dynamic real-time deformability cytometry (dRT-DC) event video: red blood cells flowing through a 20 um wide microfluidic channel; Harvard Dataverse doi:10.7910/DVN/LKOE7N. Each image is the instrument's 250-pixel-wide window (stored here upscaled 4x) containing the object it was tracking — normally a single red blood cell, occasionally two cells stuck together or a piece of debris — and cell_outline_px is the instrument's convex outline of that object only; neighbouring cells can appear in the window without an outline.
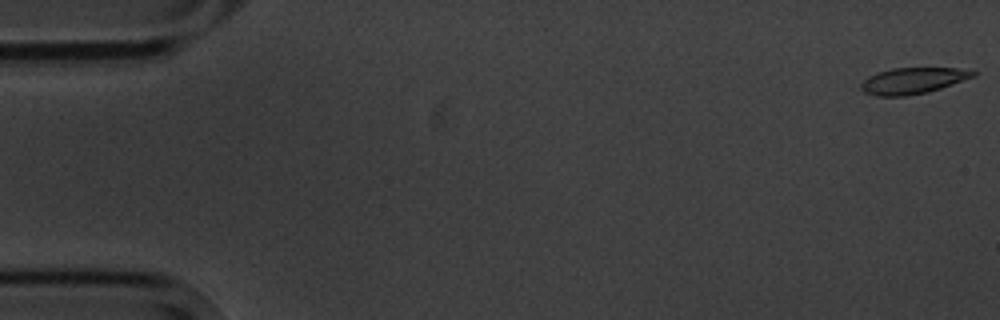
{"species": "common noctule bat (a hibernating species)", "species_latin": "Nyctalus noctula", "temperature_condition": "cold", "stored_images_in_passage": 7, "camera_frame_rate_fps": 3000, "um_per_image_px": 0.085, "animal": {"sex": "male", "body_mass_g": 20.1, "forearm_length_mm": 53.5}, "frame": {"image": 1, "passage_image": 1, "time_ms": 0.0, "image_size_px": [1000, 320], "cell_outline_px": [[976, 76], [928, 92], [904, 96], [876, 96], [864, 92], [860, 88], [860, 84], [868, 76], [892, 68], [956, 68], [976, 72]], "centroid_in_image_um": [77.56, 6.86], "position_along_channel_um": 7.4, "area_um2": 16.94}}
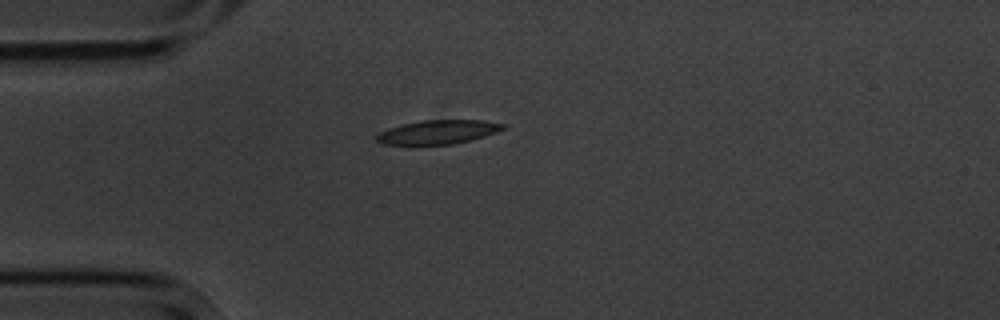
{"frame": {"image": 2, "passage_image": 5, "time_ms": 4.667, "image_size_px": [1000, 320], "cell_outline_px": [[508, 128], [484, 136], [452, 144], [380, 144], [376, 140], [376, 136], [380, 132], [388, 128], [420, 120], [484, 120], [508, 124]], "centroid_in_image_um": [37.28, 11.21], "position_along_channel_um": 47.7, "area_um2": 17.57}}
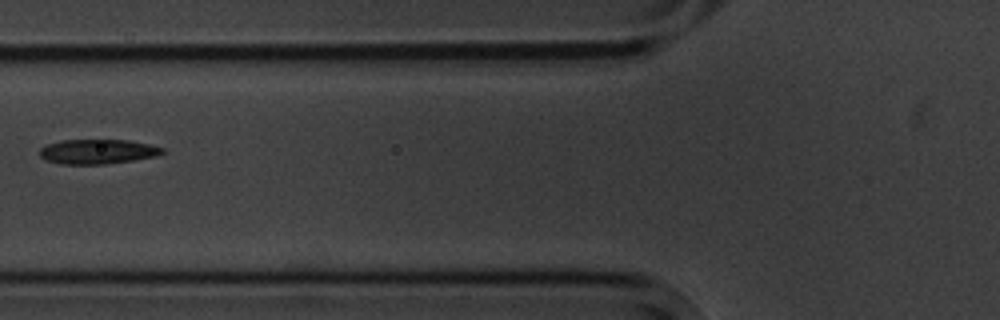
{"frame": {"image": 3, "passage_image": 7, "time_ms": 7.0, "image_size_px": [1000, 320], "cell_outline_px": [[164, 152], [156, 156], [132, 160], [104, 164], [60, 164], [44, 160], [40, 156], [40, 148], [44, 144], [60, 140], [128, 140], [152, 144], [164, 148]], "centroid_in_image_um": [8.26, 12.88], "position_along_channel_um": 117.5, "area_um2": 17.8}}